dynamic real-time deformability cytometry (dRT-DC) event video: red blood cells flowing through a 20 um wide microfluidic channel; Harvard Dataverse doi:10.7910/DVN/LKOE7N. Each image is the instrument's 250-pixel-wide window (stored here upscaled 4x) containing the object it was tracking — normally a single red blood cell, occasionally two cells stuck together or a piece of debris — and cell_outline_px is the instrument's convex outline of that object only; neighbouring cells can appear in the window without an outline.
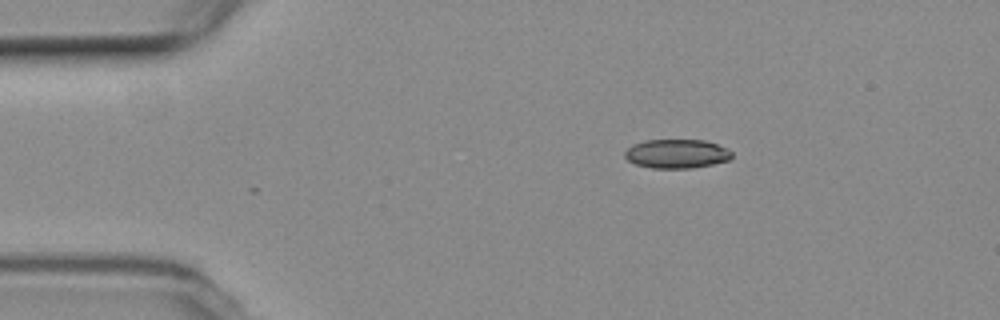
{"species": "common noctule bat (a hibernating species)", "species_latin": "Nyctalus noctula", "temperature_condition": "room temperature", "stored_images_in_passage": 46, "camera_frame_rate_fps": 3000, "um_per_image_px": 0.085, "animal": {"sex": "female", "body_mass_g": 19.3, "forearm_length_mm": 54.1}, "frame": {"image": 1, "passage_image": 1, "time_ms": 0.0, "image_size_px": [1000, 320], "cell_outline_px": [[732, 156], [728, 160], [712, 164], [692, 168], [652, 168], [636, 164], [628, 160], [624, 156], [624, 152], [632, 144], [644, 140], [704, 140], [728, 148], [732, 152]], "centroid_in_image_um": [57.51, 13.06], "position_along_channel_um": 27.5, "area_um2": 18.09}}
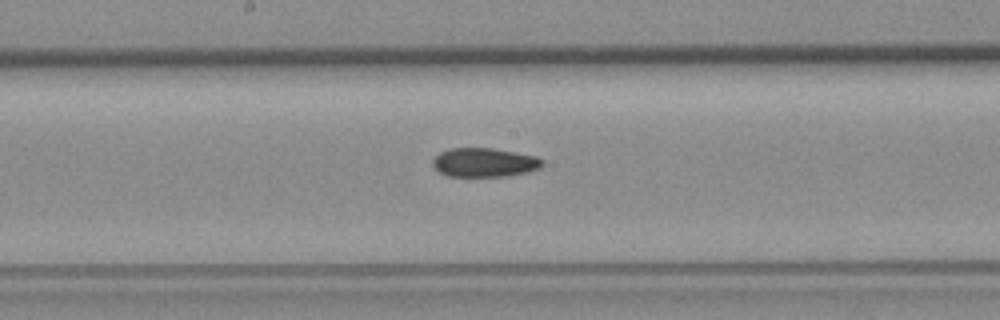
{"frame": {"image": 2, "passage_image": 20, "time_ms": 6.333, "image_size_px": [1000, 320], "cell_outline_px": [[544, 164], [540, 168], [528, 172], [508, 176], [448, 176], [440, 172], [432, 164], [432, 160], [440, 152], [448, 148], [492, 148], [536, 156], [544, 160]], "centroid_in_image_um": [41.19, 13.81], "position_along_channel_um": 207.0, "area_um2": 18.55}}
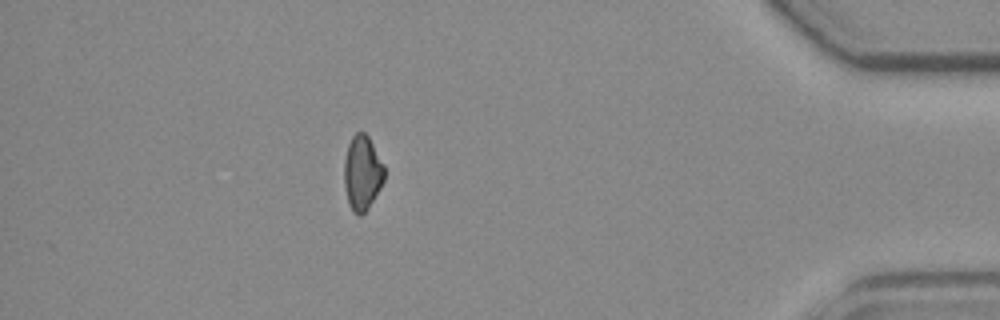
{"frame": {"image": 3, "passage_image": 40, "time_ms": 13.0, "image_size_px": [1000, 320], "cell_outline_px": [[384, 180], [380, 188], [368, 208], [360, 216], [352, 212], [348, 204], [344, 184], [344, 160], [348, 144], [352, 136], [356, 132], [364, 132], [368, 136], [384, 164]], "centroid_in_image_um": [30.78, 14.7], "position_along_channel_um": 404.4, "area_um2": 17.57}}